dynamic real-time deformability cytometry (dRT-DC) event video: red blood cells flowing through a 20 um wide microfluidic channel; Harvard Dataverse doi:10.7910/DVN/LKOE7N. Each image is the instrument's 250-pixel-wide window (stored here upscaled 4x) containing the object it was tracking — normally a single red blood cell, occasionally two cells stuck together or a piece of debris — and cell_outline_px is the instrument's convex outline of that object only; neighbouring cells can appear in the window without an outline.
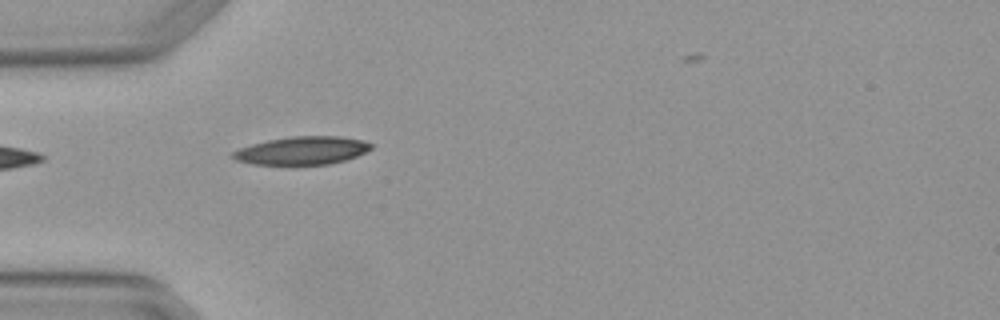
{"species": "Egyptian fruit bat (a non-hibernating species)", "species_latin": "Rousettus aegyptiacus", "temperature_condition": "warm", "stored_images_in_passage": 3, "camera_frame_rate_fps": 3000, "um_per_image_px": 0.085, "animal": {"sex": "female"}, "frame": {"image": 1, "passage_image": 3, "time_ms": 0.667, "image_size_px": [1000, 320], "cell_outline_px": [[372, 148], [356, 156], [344, 160], [328, 164], [252, 164], [236, 160], [232, 156], [232, 152], [240, 148], [252, 144], [268, 140], [292, 136], [340, 136], [364, 140], [372, 144]], "centroid_in_image_um": [25.69, 12.79], "position_along_channel_um": 59.3, "area_um2": 22.37}}